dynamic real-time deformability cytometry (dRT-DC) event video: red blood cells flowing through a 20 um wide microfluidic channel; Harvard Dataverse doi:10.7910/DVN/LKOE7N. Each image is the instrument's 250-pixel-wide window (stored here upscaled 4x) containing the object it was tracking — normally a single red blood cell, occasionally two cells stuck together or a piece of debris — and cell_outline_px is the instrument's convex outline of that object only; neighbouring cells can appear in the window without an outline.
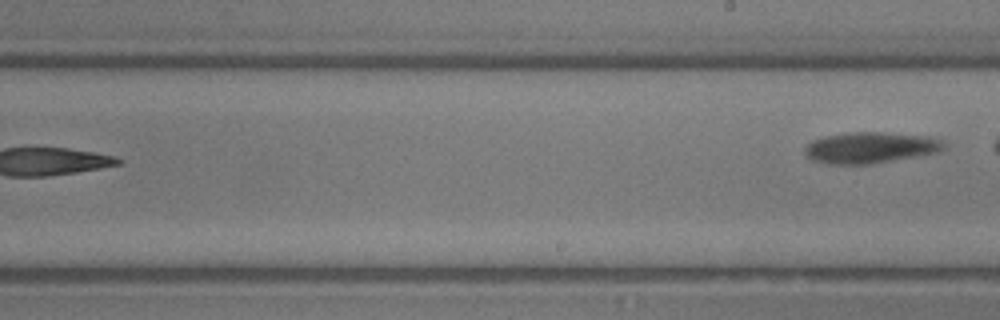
{"species": "common noctule bat (a hibernating species)", "species_latin": "Nyctalus noctula", "temperature_condition": "room temperature", "stored_images_in_passage": 13, "camera_frame_rate_fps": 3000, "um_per_image_px": 0.085, "animal": {"sex": "male", "body_mass_g": 13.3}, "frame": {"image": 1, "passage_image": 13, "time_ms": 4.0, "image_size_px": [1000, 320], "cell_outline_px": [[944, 148], [936, 152], [916, 156], [872, 164], [828, 164], [812, 160], [804, 152], [804, 148], [812, 140], [824, 136], [852, 132], [880, 132], [928, 136], [940, 140], [944, 144]], "centroid_in_image_um": [73.93, 12.55], "position_along_channel_um": 215.1, "area_um2": 25.03}}